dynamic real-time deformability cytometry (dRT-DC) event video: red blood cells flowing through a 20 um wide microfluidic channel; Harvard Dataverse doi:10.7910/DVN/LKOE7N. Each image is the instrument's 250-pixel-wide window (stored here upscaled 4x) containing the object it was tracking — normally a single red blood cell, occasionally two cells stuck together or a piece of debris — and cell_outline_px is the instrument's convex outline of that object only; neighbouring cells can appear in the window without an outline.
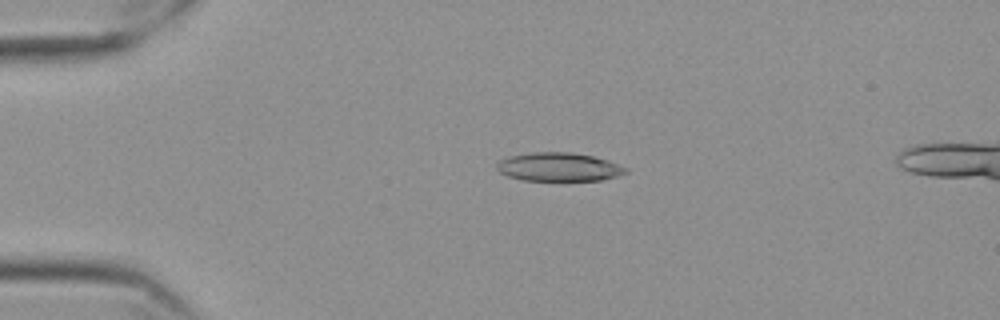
{"species": "Egyptian fruit bat (a non-hibernating species)", "species_latin": "Rousettus aegyptiacus", "temperature_condition": "cold", "stored_images_in_passage": 52, "camera_frame_rate_fps": 3000, "um_per_image_px": 0.085, "frame": {"image": 1, "passage_image": 8, "time_ms": 2.333, "image_size_px": [1000, 320], "cell_outline_px": [[628, 172], [616, 176], [600, 180], [524, 180], [508, 176], [500, 172], [500, 160], [512, 156], [536, 152], [564, 152], [592, 156], [616, 164], [624, 168]], "centroid_in_image_um": [47.5, 14.2], "position_along_channel_um": 37.5, "area_um2": 20.58}}
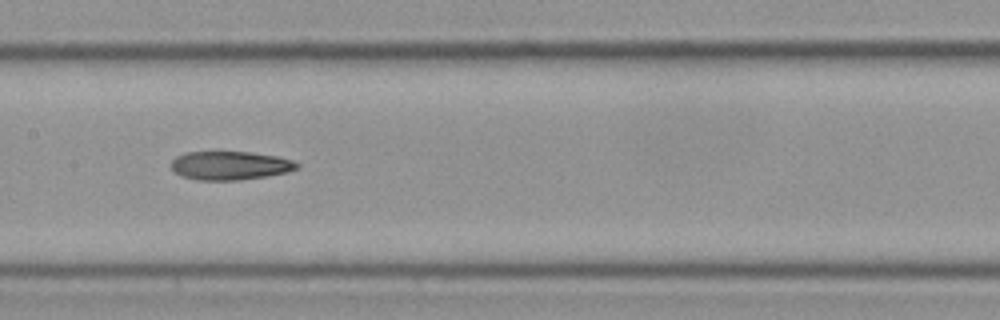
{"frame": {"image": 2, "passage_image": 24, "time_ms": 7.667, "image_size_px": [1000, 320], "cell_outline_px": [[300, 164], [296, 168], [284, 172], [264, 176], [236, 180], [200, 180], [184, 176], [176, 172], [172, 168], [172, 160], [176, 156], [188, 152], [248, 152], [276, 156], [292, 160]], "centroid_in_image_um": [19.54, 14.06], "position_along_channel_um": 187.9, "area_um2": 20.46}}
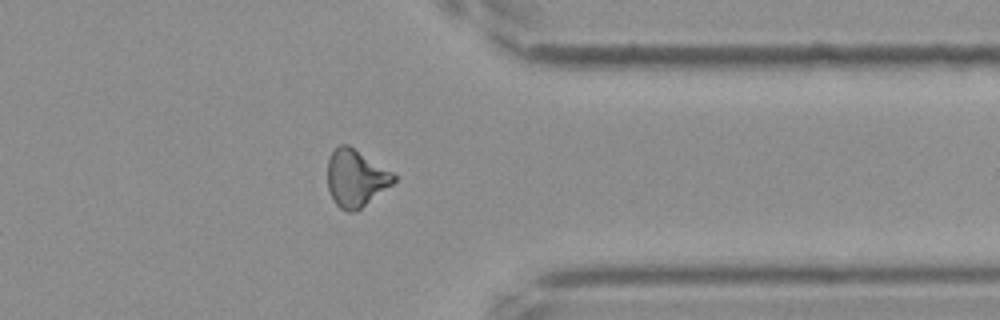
{"frame": {"image": 3, "passage_image": 41, "time_ms": 13.333, "image_size_px": [1000, 320], "cell_outline_px": [[396, 180], [392, 184], [356, 212], [348, 212], [340, 208], [336, 204], [328, 188], [328, 160], [332, 152], [340, 144], [348, 144], [392, 172], [396, 176]], "centroid_in_image_um": [30.24, 15.15], "position_along_channel_um": 381.2, "area_um2": 21.79}, "authors_computed_cell_mechanics": {"area_um2": 21.0103, "velocity_mm_per_s": 3.53, "shape_relaxation_time_tau1_ms": null, "shape_relaxation_time_tau2_ms": 3.759, "deformation_change_tau1": null, "deformation_change_tau2": 0.1373}}